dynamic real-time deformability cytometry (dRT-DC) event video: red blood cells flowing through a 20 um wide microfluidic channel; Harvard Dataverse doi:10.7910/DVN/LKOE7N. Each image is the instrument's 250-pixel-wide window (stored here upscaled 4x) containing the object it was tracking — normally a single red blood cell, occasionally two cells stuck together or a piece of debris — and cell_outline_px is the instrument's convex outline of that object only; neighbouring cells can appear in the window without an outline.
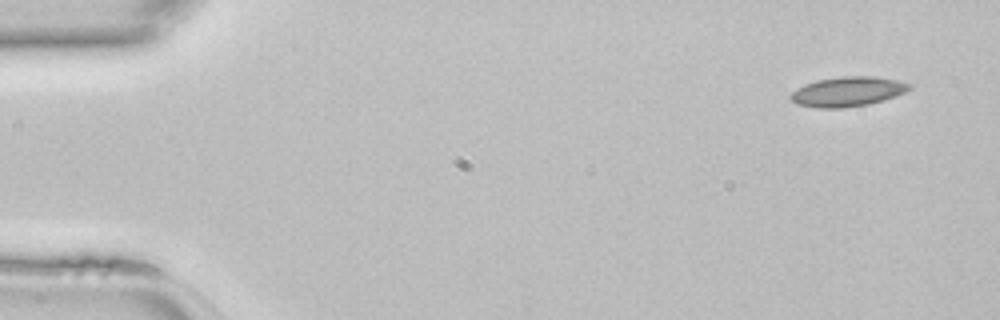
{"species": "common noctule bat (a hibernating species)", "species_latin": "Nyctalus noctula", "temperature_condition": "room temperature", "stored_images_in_passage": 44, "camera_frame_rate_fps": 3000, "um_per_image_px": 0.085, "animal": {"sex": "female", "body_mass_g": 22.7, "forearm_length_mm": 54.2}, "frame": {"image": 1, "passage_image": 1, "time_ms": 0.0, "image_size_px": [1000, 320], "cell_outline_px": [[912, 88], [904, 92], [884, 100], [868, 104], [840, 108], [816, 108], [796, 104], [788, 96], [796, 88], [804, 84], [816, 80], [840, 76], [872, 76], [896, 80], [912, 84]], "centroid_in_image_um": [72.01, 7.78], "position_along_channel_um": 13.0, "area_um2": 20.63}}
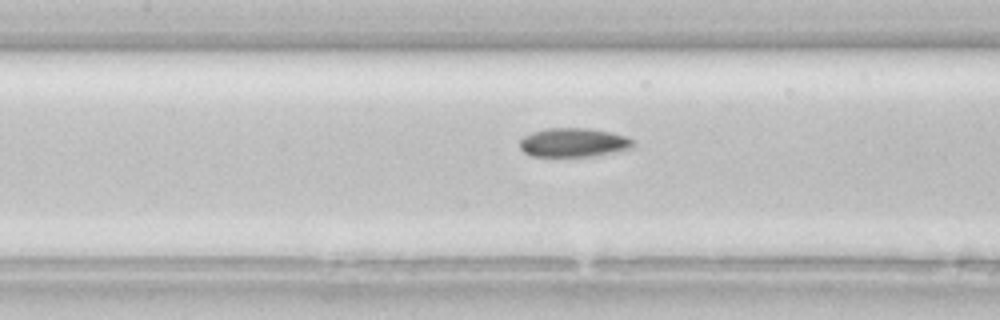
{"frame": {"image": 2, "passage_image": 19, "time_ms": 6.0, "image_size_px": [1000, 320], "cell_outline_px": [[636, 144], [632, 148], [616, 152], [592, 156], [532, 156], [524, 152], [520, 148], [520, 140], [524, 136], [532, 132], [548, 128], [588, 128], [612, 132], [628, 136], [636, 140]], "centroid_in_image_um": [48.82, 12.11], "position_along_channel_um": 158.6, "area_um2": 19.36}}
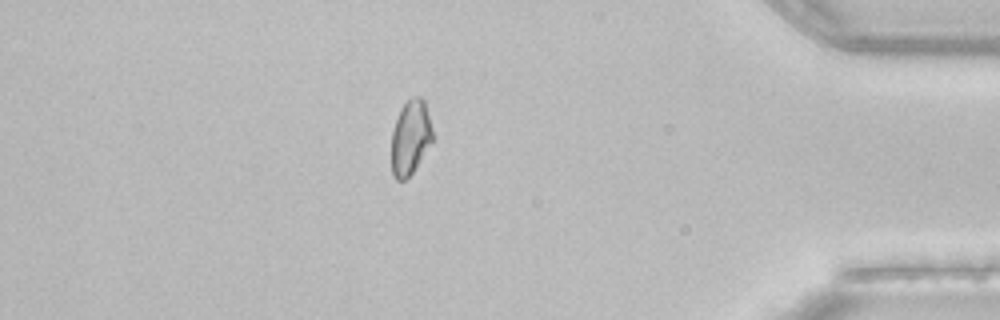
{"frame": {"image": 3, "passage_image": 38, "time_ms": 12.333, "image_size_px": [1000, 320], "cell_outline_px": [[432, 140], [412, 172], [404, 180], [396, 180], [392, 176], [392, 132], [400, 108], [412, 96], [420, 96], [424, 100], [432, 128]], "centroid_in_image_um": [34.87, 11.66], "position_along_channel_um": 400.3, "area_um2": 17.51}}